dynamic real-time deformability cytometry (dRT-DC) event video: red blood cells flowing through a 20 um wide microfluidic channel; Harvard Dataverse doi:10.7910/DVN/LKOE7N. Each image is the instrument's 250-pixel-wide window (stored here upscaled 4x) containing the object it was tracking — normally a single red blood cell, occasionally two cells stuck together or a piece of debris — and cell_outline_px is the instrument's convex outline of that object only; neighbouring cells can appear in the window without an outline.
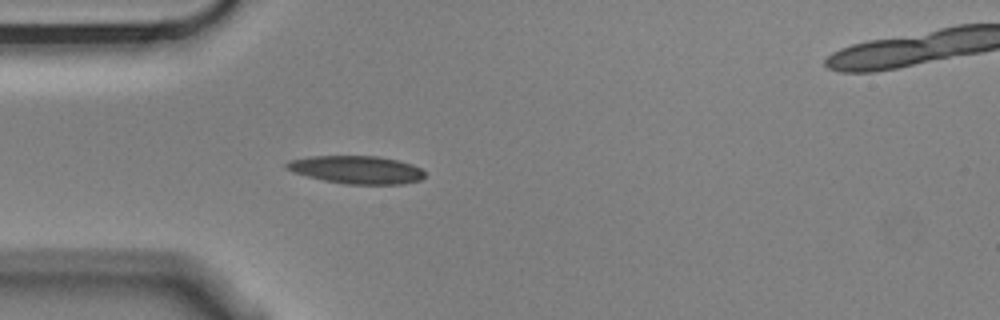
{"species": "Egyptian fruit bat (a non-hibernating species)", "species_latin": "Rousettus aegyptiacus", "temperature_condition": "cold", "stored_images_in_passage": 6, "camera_frame_rate_fps": 3000, "um_per_image_px": 0.085, "animal": {"sex": "male"}, "frame": {"image": 1, "passage_image": 5, "time_ms": 1.333, "image_size_px": [1000, 320], "cell_outline_px": [[424, 176], [420, 180], [404, 184], [344, 184], [324, 180], [292, 172], [284, 168], [284, 164], [288, 160], [308, 156], [376, 156], [396, 160], [412, 164], [420, 168], [424, 172]], "centroid_in_image_um": [30.26, 14.42], "position_along_channel_um": 54.7, "area_um2": 22.54}}